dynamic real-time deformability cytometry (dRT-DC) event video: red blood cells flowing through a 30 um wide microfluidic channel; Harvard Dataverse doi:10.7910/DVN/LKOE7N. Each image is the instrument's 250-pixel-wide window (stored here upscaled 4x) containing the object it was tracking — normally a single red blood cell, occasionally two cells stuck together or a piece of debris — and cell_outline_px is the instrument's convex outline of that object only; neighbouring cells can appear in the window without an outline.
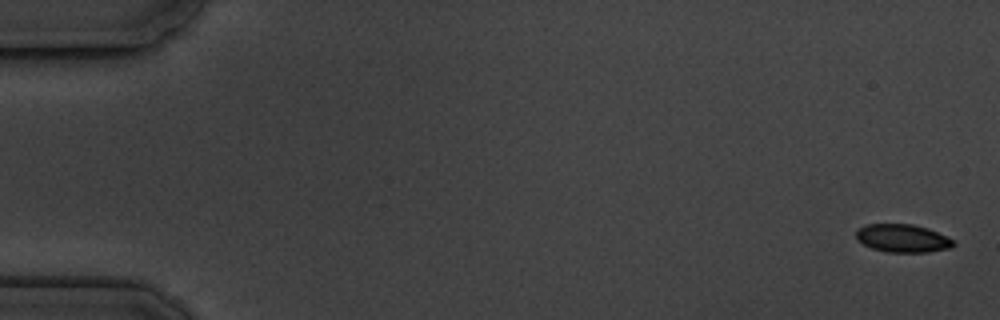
{"species": "common noctule bat (a hibernating species)", "species_latin": "Nyctalus noctula", "temperature_condition": "cold", "stored_images_in_passage": 7, "camera_frame_rate_fps": 3000, "um_per_image_px": 0.085, "animal": {"sex": "male", "body_mass_g": 19.5, "forearm_length_mm": 54.6}, "frame": {"image": 1, "passage_image": 1, "time_ms": 0.0, "image_size_px": [1000, 320], "cell_outline_px": [[956, 244], [948, 248], [928, 252], [888, 252], [872, 248], [864, 244], [856, 236], [856, 232], [860, 228], [868, 224], [912, 224], [928, 228], [952, 240]], "centroid_in_image_um": [76.72, 20.25], "position_along_channel_um": 8.3, "area_um2": 15.55}}
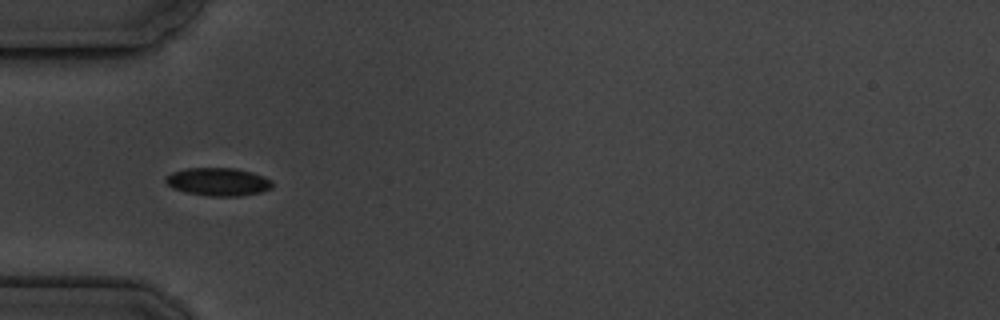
{"frame": {"image": 2, "passage_image": 5, "time_ms": 5.667, "image_size_px": [1000, 320], "cell_outline_px": [[272, 188], [260, 192], [240, 196], [208, 196], [188, 192], [172, 188], [164, 180], [164, 176], [172, 172], [184, 168], [236, 168], [252, 172], [264, 176], [272, 180]], "centroid_in_image_um": [18.54, 15.44], "position_along_channel_um": 66.5, "area_um2": 17.51}}
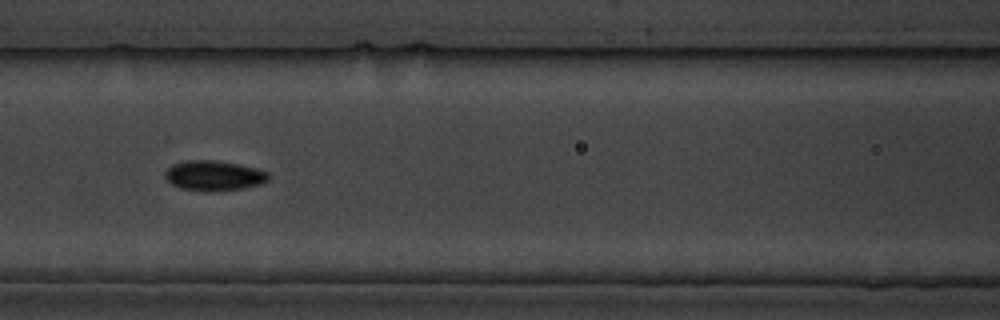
{"frame": {"image": 3, "passage_image": 7, "time_ms": 8.0, "image_size_px": [1000, 320], "cell_outline_px": [[268, 180], [260, 184], [244, 188], [180, 188], [172, 184], [164, 176], [164, 172], [172, 164], [188, 160], [216, 160], [240, 164], [256, 168], [268, 172]], "centroid_in_image_um": [18.18, 14.86], "position_along_channel_um": 148.4, "area_um2": 17.28}}